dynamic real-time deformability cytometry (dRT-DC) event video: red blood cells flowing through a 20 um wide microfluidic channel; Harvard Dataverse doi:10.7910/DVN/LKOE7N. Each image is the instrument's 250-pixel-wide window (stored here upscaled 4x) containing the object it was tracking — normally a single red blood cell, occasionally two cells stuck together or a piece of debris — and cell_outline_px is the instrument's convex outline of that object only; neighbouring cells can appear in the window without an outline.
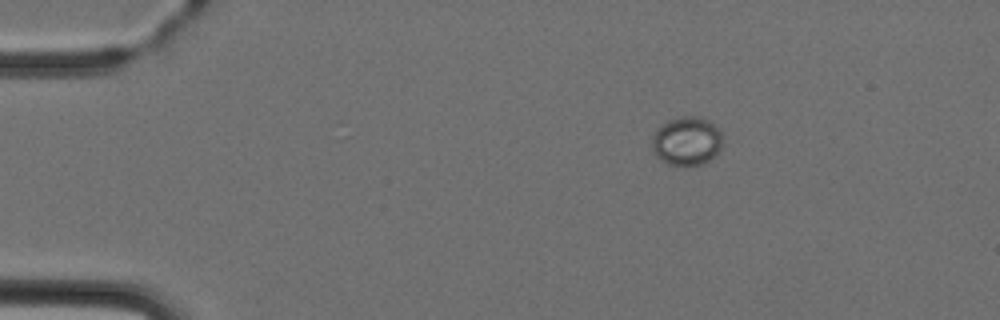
{"species": "Egyptian fruit bat (a non-hibernating species)", "species_latin": "Rousettus aegyptiacus", "temperature_condition": "cold", "stored_images_in_passage": 5, "camera_frame_rate_fps": 3000, "um_per_image_px": 0.085, "animal": {"sex": "female"}, "frame": {"image": 1, "passage_image": 1, "time_ms": 0.0, "image_size_px": [1000, 320], "cell_outline_px": [[720, 148], [708, 160], [700, 164], [668, 164], [660, 160], [656, 156], [652, 148], [652, 136], [656, 128], [668, 120], [684, 116], [700, 116], [708, 120], [720, 128]], "centroid_in_image_um": [58.33, 11.95], "position_along_channel_um": 26.7, "area_um2": 19.77}}
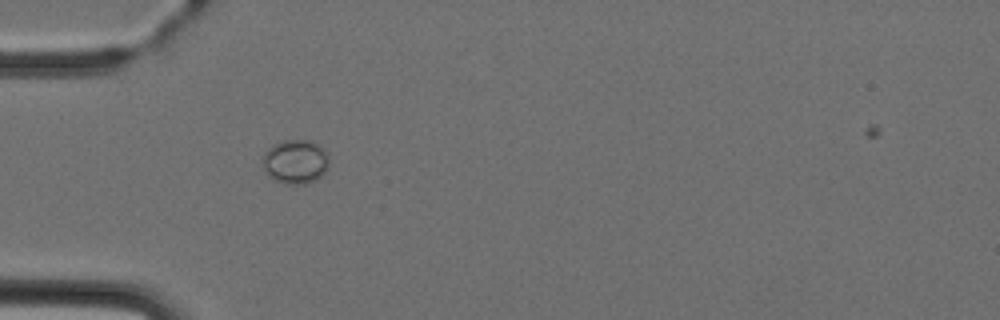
{"frame": {"image": 2, "passage_image": 3, "time_ms": 2.333, "image_size_px": [1000, 320], "cell_outline_px": [[328, 164], [324, 172], [316, 180], [304, 184], [284, 184], [272, 180], [268, 176], [264, 168], [264, 152], [272, 144], [284, 140], [312, 140], [324, 148], [328, 160]], "centroid_in_image_um": [25.09, 13.74], "position_along_channel_um": 59.9, "area_um2": 17.17}}